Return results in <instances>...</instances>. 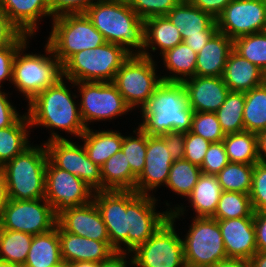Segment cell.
<instances>
[{"label": "cell", "mask_w": 266, "mask_h": 267, "mask_svg": "<svg viewBox=\"0 0 266 267\" xmlns=\"http://www.w3.org/2000/svg\"><path fill=\"white\" fill-rule=\"evenodd\" d=\"M141 19L166 16L181 0H127Z\"/></svg>", "instance_id": "ee69618b"}, {"label": "cell", "mask_w": 266, "mask_h": 267, "mask_svg": "<svg viewBox=\"0 0 266 267\" xmlns=\"http://www.w3.org/2000/svg\"><path fill=\"white\" fill-rule=\"evenodd\" d=\"M229 162L254 165L259 162L256 133L242 131L227 134L223 139Z\"/></svg>", "instance_id": "836d02e7"}, {"label": "cell", "mask_w": 266, "mask_h": 267, "mask_svg": "<svg viewBox=\"0 0 266 267\" xmlns=\"http://www.w3.org/2000/svg\"><path fill=\"white\" fill-rule=\"evenodd\" d=\"M94 190L76 175L55 167L49 160L46 164L45 199L58 216L67 209L90 203Z\"/></svg>", "instance_id": "5bb4252c"}, {"label": "cell", "mask_w": 266, "mask_h": 267, "mask_svg": "<svg viewBox=\"0 0 266 267\" xmlns=\"http://www.w3.org/2000/svg\"><path fill=\"white\" fill-rule=\"evenodd\" d=\"M194 6L211 14L215 19L232 0H189Z\"/></svg>", "instance_id": "11a10c76"}, {"label": "cell", "mask_w": 266, "mask_h": 267, "mask_svg": "<svg viewBox=\"0 0 266 267\" xmlns=\"http://www.w3.org/2000/svg\"><path fill=\"white\" fill-rule=\"evenodd\" d=\"M254 165L229 162L217 178L222 191H234L249 194L252 187Z\"/></svg>", "instance_id": "f35d334b"}, {"label": "cell", "mask_w": 266, "mask_h": 267, "mask_svg": "<svg viewBox=\"0 0 266 267\" xmlns=\"http://www.w3.org/2000/svg\"><path fill=\"white\" fill-rule=\"evenodd\" d=\"M27 43L29 42H26L15 55L11 83L31 102L40 92L62 78V65L47 43L44 47L45 53L49 56L24 54Z\"/></svg>", "instance_id": "5b68a950"}, {"label": "cell", "mask_w": 266, "mask_h": 267, "mask_svg": "<svg viewBox=\"0 0 266 267\" xmlns=\"http://www.w3.org/2000/svg\"><path fill=\"white\" fill-rule=\"evenodd\" d=\"M47 44L63 65L72 55L106 43L85 13L64 14L52 19Z\"/></svg>", "instance_id": "52a82bcc"}, {"label": "cell", "mask_w": 266, "mask_h": 267, "mask_svg": "<svg viewBox=\"0 0 266 267\" xmlns=\"http://www.w3.org/2000/svg\"><path fill=\"white\" fill-rule=\"evenodd\" d=\"M100 263L80 261V262H70L66 264V267H99Z\"/></svg>", "instance_id": "be15d7a7"}, {"label": "cell", "mask_w": 266, "mask_h": 267, "mask_svg": "<svg viewBox=\"0 0 266 267\" xmlns=\"http://www.w3.org/2000/svg\"><path fill=\"white\" fill-rule=\"evenodd\" d=\"M0 7L12 24L29 37L36 33L40 18H52L48 0H0Z\"/></svg>", "instance_id": "603a6c76"}, {"label": "cell", "mask_w": 266, "mask_h": 267, "mask_svg": "<svg viewBox=\"0 0 266 267\" xmlns=\"http://www.w3.org/2000/svg\"><path fill=\"white\" fill-rule=\"evenodd\" d=\"M60 250L63 263L89 261L101 263L114 252L110 241H97L65 232L58 225Z\"/></svg>", "instance_id": "7402d4cb"}, {"label": "cell", "mask_w": 266, "mask_h": 267, "mask_svg": "<svg viewBox=\"0 0 266 267\" xmlns=\"http://www.w3.org/2000/svg\"><path fill=\"white\" fill-rule=\"evenodd\" d=\"M181 42H183V40L179 30L166 16H154L145 19V45L143 47V56L152 58V54L147 50L151 48V51L155 52V50H157L156 46L160 48V54L162 55Z\"/></svg>", "instance_id": "4316f807"}, {"label": "cell", "mask_w": 266, "mask_h": 267, "mask_svg": "<svg viewBox=\"0 0 266 267\" xmlns=\"http://www.w3.org/2000/svg\"><path fill=\"white\" fill-rule=\"evenodd\" d=\"M244 131L258 134L266 130V82L245 92Z\"/></svg>", "instance_id": "e575fe53"}, {"label": "cell", "mask_w": 266, "mask_h": 267, "mask_svg": "<svg viewBox=\"0 0 266 267\" xmlns=\"http://www.w3.org/2000/svg\"><path fill=\"white\" fill-rule=\"evenodd\" d=\"M190 131L211 143L223 141L226 136L214 112H194Z\"/></svg>", "instance_id": "7bdbcfd3"}, {"label": "cell", "mask_w": 266, "mask_h": 267, "mask_svg": "<svg viewBox=\"0 0 266 267\" xmlns=\"http://www.w3.org/2000/svg\"><path fill=\"white\" fill-rule=\"evenodd\" d=\"M213 267H251L250 261L243 258L227 257Z\"/></svg>", "instance_id": "680465c9"}, {"label": "cell", "mask_w": 266, "mask_h": 267, "mask_svg": "<svg viewBox=\"0 0 266 267\" xmlns=\"http://www.w3.org/2000/svg\"><path fill=\"white\" fill-rule=\"evenodd\" d=\"M85 14L106 42L117 44L129 55H143L145 20L127 0H97Z\"/></svg>", "instance_id": "6da1fadb"}, {"label": "cell", "mask_w": 266, "mask_h": 267, "mask_svg": "<svg viewBox=\"0 0 266 267\" xmlns=\"http://www.w3.org/2000/svg\"><path fill=\"white\" fill-rule=\"evenodd\" d=\"M29 36L21 34L10 46L0 48V83L12 82L13 61L17 51L28 42ZM2 84L0 85V89Z\"/></svg>", "instance_id": "c3c4849f"}, {"label": "cell", "mask_w": 266, "mask_h": 267, "mask_svg": "<svg viewBox=\"0 0 266 267\" xmlns=\"http://www.w3.org/2000/svg\"><path fill=\"white\" fill-rule=\"evenodd\" d=\"M166 17L179 30L182 40L188 36L202 35V31H218L216 19L189 0H181Z\"/></svg>", "instance_id": "cb8c5ba5"}, {"label": "cell", "mask_w": 266, "mask_h": 267, "mask_svg": "<svg viewBox=\"0 0 266 267\" xmlns=\"http://www.w3.org/2000/svg\"><path fill=\"white\" fill-rule=\"evenodd\" d=\"M43 201V202H42ZM57 216L43 199H9L0 217V228L31 235L44 234L56 227Z\"/></svg>", "instance_id": "4fadbf2b"}, {"label": "cell", "mask_w": 266, "mask_h": 267, "mask_svg": "<svg viewBox=\"0 0 266 267\" xmlns=\"http://www.w3.org/2000/svg\"><path fill=\"white\" fill-rule=\"evenodd\" d=\"M173 162L164 139L160 135L147 134L145 168L137 178L135 191L138 194L148 195L158 186L166 185Z\"/></svg>", "instance_id": "ac0fdd59"}, {"label": "cell", "mask_w": 266, "mask_h": 267, "mask_svg": "<svg viewBox=\"0 0 266 267\" xmlns=\"http://www.w3.org/2000/svg\"><path fill=\"white\" fill-rule=\"evenodd\" d=\"M129 56L117 44L106 42L72 55L62 65V77L73 82H112Z\"/></svg>", "instance_id": "8992f818"}, {"label": "cell", "mask_w": 266, "mask_h": 267, "mask_svg": "<svg viewBox=\"0 0 266 267\" xmlns=\"http://www.w3.org/2000/svg\"><path fill=\"white\" fill-rule=\"evenodd\" d=\"M233 40L216 32L197 53L195 76L222 77Z\"/></svg>", "instance_id": "d4e9b609"}, {"label": "cell", "mask_w": 266, "mask_h": 267, "mask_svg": "<svg viewBox=\"0 0 266 267\" xmlns=\"http://www.w3.org/2000/svg\"><path fill=\"white\" fill-rule=\"evenodd\" d=\"M143 122L139 127L148 135L191 129L193 109L188 105L182 82L162 81L141 108Z\"/></svg>", "instance_id": "7a4b0ae2"}, {"label": "cell", "mask_w": 266, "mask_h": 267, "mask_svg": "<svg viewBox=\"0 0 266 267\" xmlns=\"http://www.w3.org/2000/svg\"><path fill=\"white\" fill-rule=\"evenodd\" d=\"M21 115L8 100V94L0 90V129L13 125Z\"/></svg>", "instance_id": "816d5d0a"}, {"label": "cell", "mask_w": 266, "mask_h": 267, "mask_svg": "<svg viewBox=\"0 0 266 267\" xmlns=\"http://www.w3.org/2000/svg\"><path fill=\"white\" fill-rule=\"evenodd\" d=\"M233 50L266 73V31L234 39Z\"/></svg>", "instance_id": "60d3db41"}, {"label": "cell", "mask_w": 266, "mask_h": 267, "mask_svg": "<svg viewBox=\"0 0 266 267\" xmlns=\"http://www.w3.org/2000/svg\"><path fill=\"white\" fill-rule=\"evenodd\" d=\"M48 155L45 144L30 146L6 162L1 169L6 178L8 198L33 200L45 198V174Z\"/></svg>", "instance_id": "277c9868"}, {"label": "cell", "mask_w": 266, "mask_h": 267, "mask_svg": "<svg viewBox=\"0 0 266 267\" xmlns=\"http://www.w3.org/2000/svg\"><path fill=\"white\" fill-rule=\"evenodd\" d=\"M211 142L191 131L185 133L184 159L201 167Z\"/></svg>", "instance_id": "7dc6e473"}, {"label": "cell", "mask_w": 266, "mask_h": 267, "mask_svg": "<svg viewBox=\"0 0 266 267\" xmlns=\"http://www.w3.org/2000/svg\"><path fill=\"white\" fill-rule=\"evenodd\" d=\"M57 224L65 232L97 241H110L106 225L93 200L63 211L57 216Z\"/></svg>", "instance_id": "d6986e66"}, {"label": "cell", "mask_w": 266, "mask_h": 267, "mask_svg": "<svg viewBox=\"0 0 266 267\" xmlns=\"http://www.w3.org/2000/svg\"><path fill=\"white\" fill-rule=\"evenodd\" d=\"M182 242L189 267H213L227 258L218 220L211 217H194Z\"/></svg>", "instance_id": "30bf717a"}, {"label": "cell", "mask_w": 266, "mask_h": 267, "mask_svg": "<svg viewBox=\"0 0 266 267\" xmlns=\"http://www.w3.org/2000/svg\"><path fill=\"white\" fill-rule=\"evenodd\" d=\"M0 267H19L16 264L0 260Z\"/></svg>", "instance_id": "e7e4bbea"}, {"label": "cell", "mask_w": 266, "mask_h": 267, "mask_svg": "<svg viewBox=\"0 0 266 267\" xmlns=\"http://www.w3.org/2000/svg\"><path fill=\"white\" fill-rule=\"evenodd\" d=\"M182 207V208H181ZM170 208L169 218L145 242L138 245L131 253L134 267H184V250L182 239L174 228L175 219L184 215V208Z\"/></svg>", "instance_id": "ba28073f"}, {"label": "cell", "mask_w": 266, "mask_h": 267, "mask_svg": "<svg viewBox=\"0 0 266 267\" xmlns=\"http://www.w3.org/2000/svg\"><path fill=\"white\" fill-rule=\"evenodd\" d=\"M27 128L30 129L31 125L25 113L13 125L0 129V168L31 146Z\"/></svg>", "instance_id": "1f68e13d"}, {"label": "cell", "mask_w": 266, "mask_h": 267, "mask_svg": "<svg viewBox=\"0 0 266 267\" xmlns=\"http://www.w3.org/2000/svg\"><path fill=\"white\" fill-rule=\"evenodd\" d=\"M8 200L9 198L7 192L6 178L3 170L0 168V217L3 213V209L5 208Z\"/></svg>", "instance_id": "91938a15"}, {"label": "cell", "mask_w": 266, "mask_h": 267, "mask_svg": "<svg viewBox=\"0 0 266 267\" xmlns=\"http://www.w3.org/2000/svg\"><path fill=\"white\" fill-rule=\"evenodd\" d=\"M160 136L164 139L173 160L184 158L185 132L171 131Z\"/></svg>", "instance_id": "f907efd6"}, {"label": "cell", "mask_w": 266, "mask_h": 267, "mask_svg": "<svg viewBox=\"0 0 266 267\" xmlns=\"http://www.w3.org/2000/svg\"><path fill=\"white\" fill-rule=\"evenodd\" d=\"M155 65L152 58L130 55L115 74L112 83L131 110L141 109L162 82L161 76H156Z\"/></svg>", "instance_id": "9c48e42d"}, {"label": "cell", "mask_w": 266, "mask_h": 267, "mask_svg": "<svg viewBox=\"0 0 266 267\" xmlns=\"http://www.w3.org/2000/svg\"><path fill=\"white\" fill-rule=\"evenodd\" d=\"M51 130L45 144L48 160L57 168L79 177L94 191L102 190L101 167L89 159L85 148Z\"/></svg>", "instance_id": "8fae6325"}, {"label": "cell", "mask_w": 266, "mask_h": 267, "mask_svg": "<svg viewBox=\"0 0 266 267\" xmlns=\"http://www.w3.org/2000/svg\"><path fill=\"white\" fill-rule=\"evenodd\" d=\"M216 22L218 32L232 40L266 31V0H232Z\"/></svg>", "instance_id": "9a60e30c"}, {"label": "cell", "mask_w": 266, "mask_h": 267, "mask_svg": "<svg viewBox=\"0 0 266 267\" xmlns=\"http://www.w3.org/2000/svg\"><path fill=\"white\" fill-rule=\"evenodd\" d=\"M62 264L58 224L47 233L33 235L30 250L22 267H57Z\"/></svg>", "instance_id": "83f0119b"}, {"label": "cell", "mask_w": 266, "mask_h": 267, "mask_svg": "<svg viewBox=\"0 0 266 267\" xmlns=\"http://www.w3.org/2000/svg\"><path fill=\"white\" fill-rule=\"evenodd\" d=\"M129 252H114L107 260L100 263L99 267H128L129 265H134L133 256L130 260L127 261L126 255Z\"/></svg>", "instance_id": "9f6ffc18"}, {"label": "cell", "mask_w": 266, "mask_h": 267, "mask_svg": "<svg viewBox=\"0 0 266 267\" xmlns=\"http://www.w3.org/2000/svg\"><path fill=\"white\" fill-rule=\"evenodd\" d=\"M222 192L217 175L202 173L187 197L191 203L190 206L197 213L195 217H212Z\"/></svg>", "instance_id": "f546056e"}, {"label": "cell", "mask_w": 266, "mask_h": 267, "mask_svg": "<svg viewBox=\"0 0 266 267\" xmlns=\"http://www.w3.org/2000/svg\"><path fill=\"white\" fill-rule=\"evenodd\" d=\"M157 199L151 194L128 190V252L145 243L169 218V211L157 213Z\"/></svg>", "instance_id": "2e32d148"}, {"label": "cell", "mask_w": 266, "mask_h": 267, "mask_svg": "<svg viewBox=\"0 0 266 267\" xmlns=\"http://www.w3.org/2000/svg\"><path fill=\"white\" fill-rule=\"evenodd\" d=\"M251 267H266V252H256L249 260Z\"/></svg>", "instance_id": "6125c7cd"}, {"label": "cell", "mask_w": 266, "mask_h": 267, "mask_svg": "<svg viewBox=\"0 0 266 267\" xmlns=\"http://www.w3.org/2000/svg\"><path fill=\"white\" fill-rule=\"evenodd\" d=\"M57 267H66V264L63 263L62 265H59V266H57Z\"/></svg>", "instance_id": "03108f58"}, {"label": "cell", "mask_w": 266, "mask_h": 267, "mask_svg": "<svg viewBox=\"0 0 266 267\" xmlns=\"http://www.w3.org/2000/svg\"><path fill=\"white\" fill-rule=\"evenodd\" d=\"M69 82L79 87L80 114L86 128L88 122L111 120L131 110L112 82Z\"/></svg>", "instance_id": "7c38bea8"}, {"label": "cell", "mask_w": 266, "mask_h": 267, "mask_svg": "<svg viewBox=\"0 0 266 267\" xmlns=\"http://www.w3.org/2000/svg\"><path fill=\"white\" fill-rule=\"evenodd\" d=\"M201 174L200 167L186 159L174 160L169 171L166 187L175 194L188 197Z\"/></svg>", "instance_id": "74e56055"}, {"label": "cell", "mask_w": 266, "mask_h": 267, "mask_svg": "<svg viewBox=\"0 0 266 267\" xmlns=\"http://www.w3.org/2000/svg\"><path fill=\"white\" fill-rule=\"evenodd\" d=\"M254 227L258 252H266V212H254Z\"/></svg>", "instance_id": "db71d44e"}, {"label": "cell", "mask_w": 266, "mask_h": 267, "mask_svg": "<svg viewBox=\"0 0 266 267\" xmlns=\"http://www.w3.org/2000/svg\"><path fill=\"white\" fill-rule=\"evenodd\" d=\"M244 92L229 91L225 102L215 112L225 135L244 131Z\"/></svg>", "instance_id": "8d00e7d4"}, {"label": "cell", "mask_w": 266, "mask_h": 267, "mask_svg": "<svg viewBox=\"0 0 266 267\" xmlns=\"http://www.w3.org/2000/svg\"><path fill=\"white\" fill-rule=\"evenodd\" d=\"M188 105L194 112H216L225 102L229 88L223 77L194 76L184 80Z\"/></svg>", "instance_id": "ffe728a7"}, {"label": "cell", "mask_w": 266, "mask_h": 267, "mask_svg": "<svg viewBox=\"0 0 266 267\" xmlns=\"http://www.w3.org/2000/svg\"><path fill=\"white\" fill-rule=\"evenodd\" d=\"M21 34L0 7V48L10 46Z\"/></svg>", "instance_id": "f5cc1de1"}, {"label": "cell", "mask_w": 266, "mask_h": 267, "mask_svg": "<svg viewBox=\"0 0 266 267\" xmlns=\"http://www.w3.org/2000/svg\"><path fill=\"white\" fill-rule=\"evenodd\" d=\"M216 32L217 31H202V35L188 36L183 42L198 53Z\"/></svg>", "instance_id": "6f0895ef"}, {"label": "cell", "mask_w": 266, "mask_h": 267, "mask_svg": "<svg viewBox=\"0 0 266 267\" xmlns=\"http://www.w3.org/2000/svg\"><path fill=\"white\" fill-rule=\"evenodd\" d=\"M93 201L106 225L111 247L117 252H127L128 190L94 191ZM122 243L127 249L120 246Z\"/></svg>", "instance_id": "e0dca14e"}, {"label": "cell", "mask_w": 266, "mask_h": 267, "mask_svg": "<svg viewBox=\"0 0 266 267\" xmlns=\"http://www.w3.org/2000/svg\"><path fill=\"white\" fill-rule=\"evenodd\" d=\"M33 235L0 228V260L22 267L26 261Z\"/></svg>", "instance_id": "d590c367"}, {"label": "cell", "mask_w": 266, "mask_h": 267, "mask_svg": "<svg viewBox=\"0 0 266 267\" xmlns=\"http://www.w3.org/2000/svg\"><path fill=\"white\" fill-rule=\"evenodd\" d=\"M123 136L118 131H93L87 128L80 139L84 140L83 147L95 164L100 167L115 153L121 150Z\"/></svg>", "instance_id": "f1b7e54d"}, {"label": "cell", "mask_w": 266, "mask_h": 267, "mask_svg": "<svg viewBox=\"0 0 266 267\" xmlns=\"http://www.w3.org/2000/svg\"><path fill=\"white\" fill-rule=\"evenodd\" d=\"M222 77L233 92L245 93L265 82V73L234 50L228 56Z\"/></svg>", "instance_id": "484cf974"}, {"label": "cell", "mask_w": 266, "mask_h": 267, "mask_svg": "<svg viewBox=\"0 0 266 267\" xmlns=\"http://www.w3.org/2000/svg\"><path fill=\"white\" fill-rule=\"evenodd\" d=\"M249 197L254 212H266V163L254 164Z\"/></svg>", "instance_id": "f6af8a7d"}, {"label": "cell", "mask_w": 266, "mask_h": 267, "mask_svg": "<svg viewBox=\"0 0 266 267\" xmlns=\"http://www.w3.org/2000/svg\"><path fill=\"white\" fill-rule=\"evenodd\" d=\"M63 79L64 77L60 78L28 102L27 115L31 127L39 125L48 129L57 128L80 138L87 128L83 123L80 108L73 99L77 96L74 93L71 95Z\"/></svg>", "instance_id": "3957f363"}, {"label": "cell", "mask_w": 266, "mask_h": 267, "mask_svg": "<svg viewBox=\"0 0 266 267\" xmlns=\"http://www.w3.org/2000/svg\"><path fill=\"white\" fill-rule=\"evenodd\" d=\"M259 162L266 163V130L257 134Z\"/></svg>", "instance_id": "94428289"}, {"label": "cell", "mask_w": 266, "mask_h": 267, "mask_svg": "<svg viewBox=\"0 0 266 267\" xmlns=\"http://www.w3.org/2000/svg\"><path fill=\"white\" fill-rule=\"evenodd\" d=\"M254 217V210L249 194L234 191H223L213 219H233Z\"/></svg>", "instance_id": "ab89813d"}, {"label": "cell", "mask_w": 266, "mask_h": 267, "mask_svg": "<svg viewBox=\"0 0 266 267\" xmlns=\"http://www.w3.org/2000/svg\"><path fill=\"white\" fill-rule=\"evenodd\" d=\"M228 163L223 141L213 142L204 156L200 169L203 174L217 175Z\"/></svg>", "instance_id": "bcb514c9"}, {"label": "cell", "mask_w": 266, "mask_h": 267, "mask_svg": "<svg viewBox=\"0 0 266 267\" xmlns=\"http://www.w3.org/2000/svg\"><path fill=\"white\" fill-rule=\"evenodd\" d=\"M102 190L135 191L137 178L132 174L122 150L111 156L101 166Z\"/></svg>", "instance_id": "d6a6232c"}, {"label": "cell", "mask_w": 266, "mask_h": 267, "mask_svg": "<svg viewBox=\"0 0 266 267\" xmlns=\"http://www.w3.org/2000/svg\"><path fill=\"white\" fill-rule=\"evenodd\" d=\"M161 56H163L164 67L173 73V75L162 76V81L183 82L195 76L197 53L184 42L167 50Z\"/></svg>", "instance_id": "4dcf8cb0"}, {"label": "cell", "mask_w": 266, "mask_h": 267, "mask_svg": "<svg viewBox=\"0 0 266 267\" xmlns=\"http://www.w3.org/2000/svg\"><path fill=\"white\" fill-rule=\"evenodd\" d=\"M136 130H133L136 134L134 137L123 136L121 150L125 154L127 163L130 164L132 174L138 178L145 168L147 133L139 126Z\"/></svg>", "instance_id": "b9f144b4"}, {"label": "cell", "mask_w": 266, "mask_h": 267, "mask_svg": "<svg viewBox=\"0 0 266 267\" xmlns=\"http://www.w3.org/2000/svg\"><path fill=\"white\" fill-rule=\"evenodd\" d=\"M96 0H48L52 19L64 14L85 13Z\"/></svg>", "instance_id": "681fc988"}, {"label": "cell", "mask_w": 266, "mask_h": 267, "mask_svg": "<svg viewBox=\"0 0 266 267\" xmlns=\"http://www.w3.org/2000/svg\"><path fill=\"white\" fill-rule=\"evenodd\" d=\"M227 257L250 260L257 252L254 217L216 219Z\"/></svg>", "instance_id": "44dd1931"}]
</instances>
